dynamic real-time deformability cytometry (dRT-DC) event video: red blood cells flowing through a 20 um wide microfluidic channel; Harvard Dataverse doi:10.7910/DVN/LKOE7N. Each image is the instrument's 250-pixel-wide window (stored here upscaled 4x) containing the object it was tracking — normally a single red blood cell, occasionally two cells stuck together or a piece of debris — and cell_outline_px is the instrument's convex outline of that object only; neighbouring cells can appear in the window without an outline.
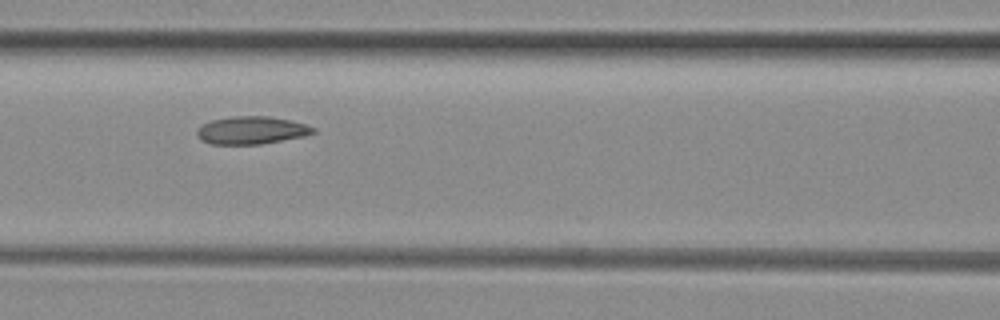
{"species": "common noctule bat (a hibernating species)", "species_latin": "Nyctalus noctula", "temperature_condition": "room temperature", "stored_images_in_passage": 9, "camera_frame_rate_fps": 3000, "um_per_image_px": 0.085, "animal": {"sex": "female", "body_mass_g": 29.2, "forearm_length_mm": 56.3}, "frame": {"image": 1, "passage_image": 6, "time_ms": 1.667, "image_size_px": [1000, 320], "cell_outline_px": [[316, 132], [304, 136], [260, 144], [212, 144], [204, 140], [196, 132], [200, 124], [212, 120], [232, 116], [268, 116], [288, 120], [304, 124], [316, 128]], "centroid_in_image_um": [21.38, 11.06], "position_along_channel_um": 145.2, "area_um2": 18.55}}
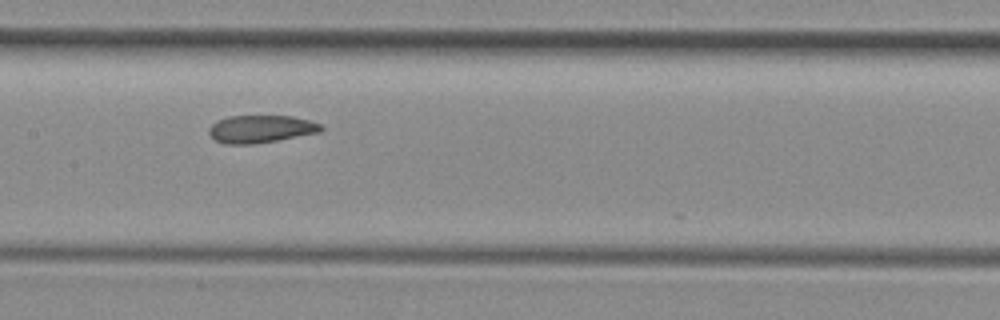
{"frame": {"image": 2, "passage_image": 7, "time_ms": 2.0, "image_size_px": [1000, 320], "cell_outline_px": [[324, 128], [320, 132], [256, 144], [224, 144], [216, 140], [208, 132], [208, 128], [216, 120], [228, 116], [292, 116], [308, 120], [320, 124]], "centroid_in_image_um": [22.14, 10.96], "position_along_channel_um": 185.3, "area_um2": 18.03}}
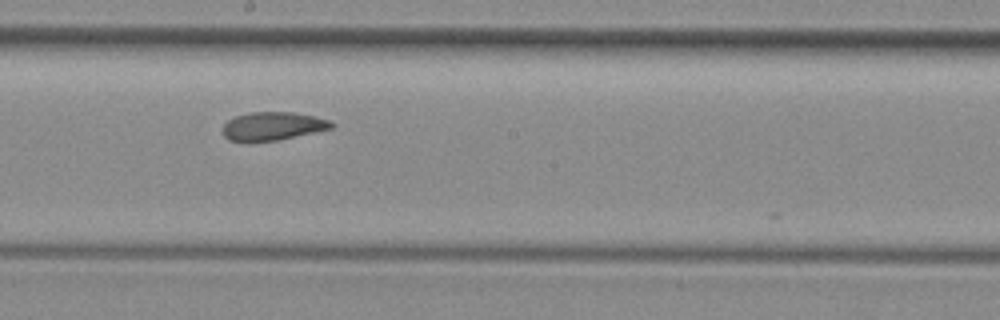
{"frame": {"image": 3, "passage_image": 8, "time_ms": 2.333, "image_size_px": [1000, 320], "cell_outline_px": [[336, 124], [332, 128], [276, 140], [228, 140], [224, 136], [224, 124], [228, 120], [236, 116], [248, 112], [292, 112], [316, 116], [332, 120]], "centroid_in_image_um": [23.24, 10.69], "position_along_channel_um": 225.0, "area_um2": 17.63}}